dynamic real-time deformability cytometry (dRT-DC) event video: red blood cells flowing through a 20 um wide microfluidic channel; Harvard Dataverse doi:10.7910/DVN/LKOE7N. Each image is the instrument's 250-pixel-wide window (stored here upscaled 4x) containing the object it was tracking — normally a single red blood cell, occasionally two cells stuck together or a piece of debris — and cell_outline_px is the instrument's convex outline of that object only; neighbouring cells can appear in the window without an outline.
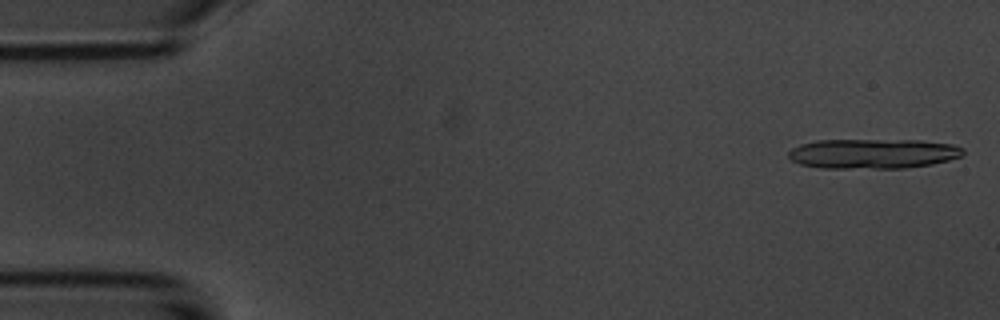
{"species": "common noctule bat (a hibernating species)", "species_latin": "Nyctalus noctula", "temperature_condition": "room temperature", "stored_images_in_passage": 12, "camera_frame_rate_fps": 3000, "um_per_image_px": 0.085, "animal": {"sex": "male", "body_mass_g": 20.1, "forearm_length_mm": 53.5}, "frame": {"image": 1, "passage_image": 1, "time_ms": 0.0, "image_size_px": [1000, 320], "cell_outline_px": [[964, 152], [960, 156], [948, 160], [932, 164], [904, 168], [820, 168], [800, 164], [792, 160], [788, 156], [788, 152], [792, 148], [800, 144], [816, 140], [920, 140], [952, 144], [964, 148]], "centroid_in_image_um": [74.19, 13.06], "position_along_channel_um": 10.8, "area_um2": 30.46}}